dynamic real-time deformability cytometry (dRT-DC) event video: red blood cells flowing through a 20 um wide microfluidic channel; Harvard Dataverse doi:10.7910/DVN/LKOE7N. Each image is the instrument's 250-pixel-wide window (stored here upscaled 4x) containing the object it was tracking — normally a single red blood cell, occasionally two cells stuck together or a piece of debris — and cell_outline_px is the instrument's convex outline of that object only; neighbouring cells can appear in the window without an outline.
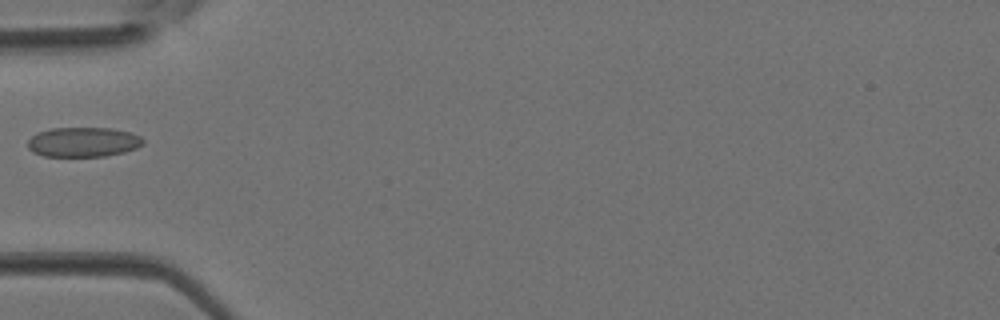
{"species": "Egyptian fruit bat (a non-hibernating species)", "species_latin": "Rousettus aegyptiacus", "temperature_condition": "room temperature", "stored_images_in_passage": 4, "camera_frame_rate_fps": 3000, "um_per_image_px": 0.085, "animal": {"sex": "female"}, "frame": {"image": 1, "passage_image": 4, "time_ms": 1.0, "image_size_px": [1000, 320], "cell_outline_px": [[144, 144], [136, 148], [124, 152], [104, 156], [44, 156], [32, 152], [28, 148], [28, 140], [36, 132], [52, 128], [112, 128], [128, 132], [140, 136], [144, 140]], "centroid_in_image_um": [7.06, 12.07], "position_along_channel_um": 77.9, "area_um2": 20.0}}